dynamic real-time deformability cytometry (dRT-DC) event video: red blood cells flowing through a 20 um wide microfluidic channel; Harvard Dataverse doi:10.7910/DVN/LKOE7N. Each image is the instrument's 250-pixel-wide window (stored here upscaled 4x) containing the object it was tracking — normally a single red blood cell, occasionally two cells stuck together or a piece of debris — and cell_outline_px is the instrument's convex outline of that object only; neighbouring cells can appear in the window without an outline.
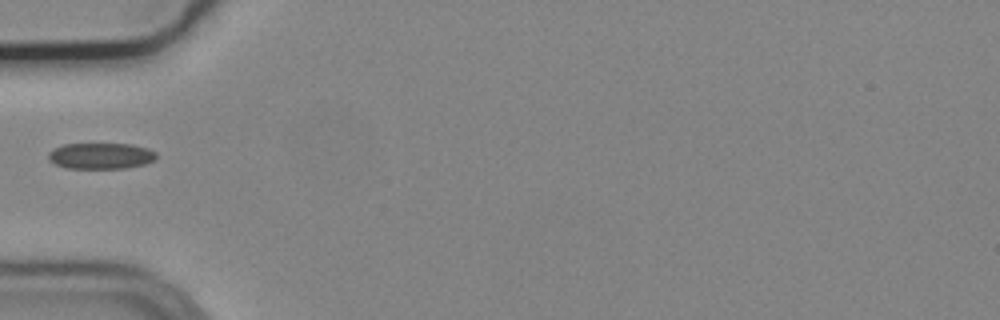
{"species": "common noctule bat (a hibernating species)", "species_latin": "Nyctalus noctula", "temperature_condition": "cold", "stored_images_in_passage": 31, "camera_frame_rate_fps": 3000, "um_per_image_px": 0.085, "animal": {"sex": "male", "body_mass_g": 19.2, "forearm_length_mm": 51.8}, "frame": {"image": 1, "passage_image": 1, "time_ms": 0.0, "image_size_px": [1000, 320], "cell_outline_px": [[156, 160], [144, 164], [124, 168], [64, 168], [48, 160], [48, 152], [52, 148], [64, 144], [132, 144], [148, 148], [156, 152]], "centroid_in_image_um": [8.55, 13.24], "position_along_channel_um": 76.4, "area_um2": 16.53}}
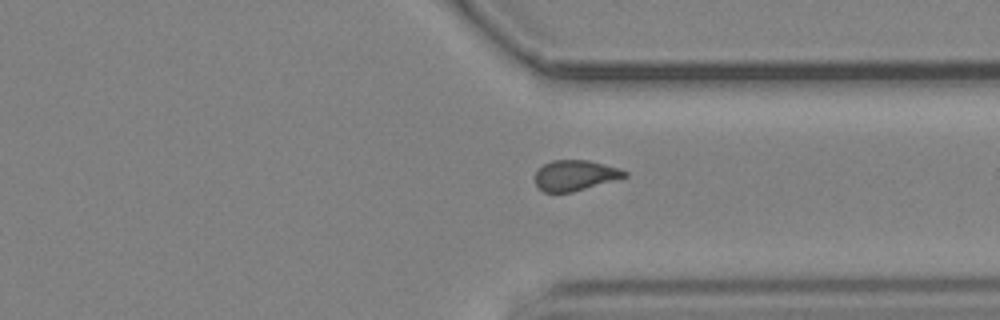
{"frame": {"image": 2, "passage_image": 24, "time_ms": 7.667, "image_size_px": [1000, 320], "cell_outline_px": [[628, 176], [572, 192], [544, 192], [536, 184], [536, 172], [544, 164], [552, 160], [588, 160], [604, 164], [628, 172]], "centroid_in_image_um": [48.88, 14.9], "position_along_channel_um": 362.5, "area_um2": 15.61}}
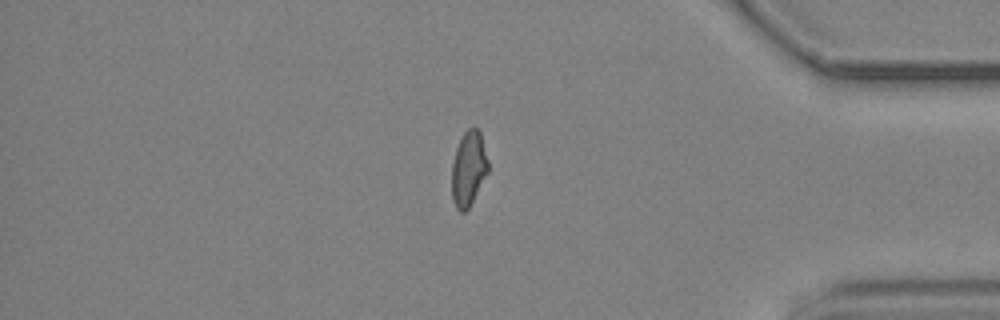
{"frame": {"image": 3, "passage_image": 29, "time_ms": 9.333, "image_size_px": [1000, 320], "cell_outline_px": [[488, 172], [468, 208], [464, 212], [460, 212], [456, 208], [452, 200], [452, 164], [456, 148], [464, 132], [468, 128], [476, 128], [480, 132], [488, 160]], "centroid_in_image_um": [39.82, 14.34], "position_along_channel_um": 395.4, "area_um2": 15.66}}